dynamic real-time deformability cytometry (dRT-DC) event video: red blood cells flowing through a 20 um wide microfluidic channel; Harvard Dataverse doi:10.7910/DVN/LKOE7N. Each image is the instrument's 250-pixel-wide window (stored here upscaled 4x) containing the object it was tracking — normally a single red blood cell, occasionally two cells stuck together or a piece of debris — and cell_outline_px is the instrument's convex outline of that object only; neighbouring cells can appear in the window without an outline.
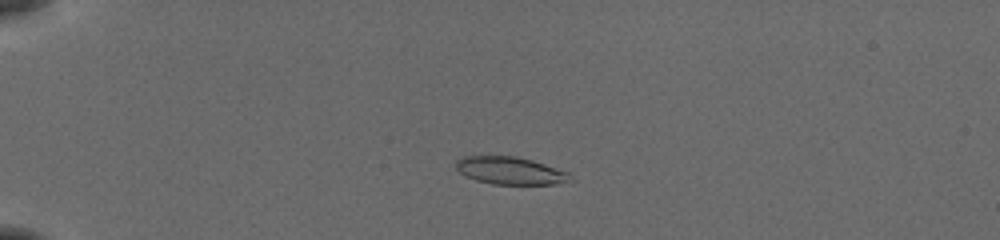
{"species": "common noctule bat (a hibernating species)", "species_latin": "Nyctalus noctula", "temperature_condition": "cold", "stored_images_in_passage": 53, "camera_frame_rate_fps": 3000, "um_per_image_px": 0.085, "animal": {"sex": "female", "body_mass_g": 19.5, "forearm_length_mm": 54.1}, "frame": {"image": 1, "passage_image": 13, "time_ms": 4.0, "image_size_px": [1000, 240], "cell_outline_px": [[568, 176], [564, 180], [552, 184], [492, 184], [476, 180], [460, 172], [456, 168], [456, 160], [464, 156], [512, 156], [532, 160], [568, 172]], "centroid_in_image_um": [43.27, 14.49], "position_along_channel_um": 41.7, "area_um2": 17.74}}
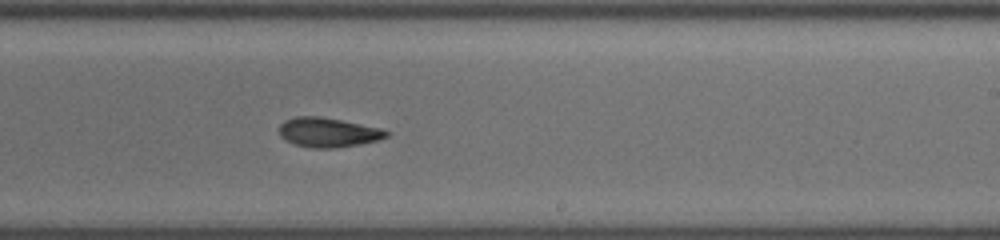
{"frame": {"image": 2, "passage_image": 34, "time_ms": 11.0, "image_size_px": [1000, 240], "cell_outline_px": [[388, 136], [376, 140], [360, 144], [336, 148], [312, 148], [296, 144], [284, 140], [280, 136], [280, 124], [284, 120], [296, 116], [320, 116], [380, 128], [388, 132]], "centroid_in_image_um": [27.84, 11.25], "position_along_channel_um": 261.2, "area_um2": 18.26}}
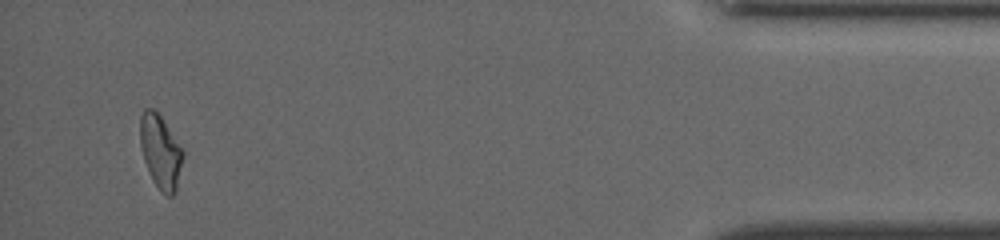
{"frame": {"image": 3, "passage_image": 51, "time_ms": 16.667, "image_size_px": [1000, 240], "cell_outline_px": [[184, 156], [176, 192], [172, 196], [164, 196], [160, 192], [152, 180], [144, 160], [140, 144], [140, 116], [144, 108], [156, 108], [184, 152]], "centroid_in_image_um": [13.64, 12.9], "position_along_channel_um": 421.6, "area_um2": 18.67}, "authors_computed_cell_mechanics": {"area_um2": 18.6694, "velocity_mm_per_s": 3.8827, "shape_relaxation_time_tau1_ms": 7.7957, "shape_relaxation_time_tau2_ms": 4.8984, "deformation_change_tau1": 0.1702, "deformation_change_tau2": 0.1153}}